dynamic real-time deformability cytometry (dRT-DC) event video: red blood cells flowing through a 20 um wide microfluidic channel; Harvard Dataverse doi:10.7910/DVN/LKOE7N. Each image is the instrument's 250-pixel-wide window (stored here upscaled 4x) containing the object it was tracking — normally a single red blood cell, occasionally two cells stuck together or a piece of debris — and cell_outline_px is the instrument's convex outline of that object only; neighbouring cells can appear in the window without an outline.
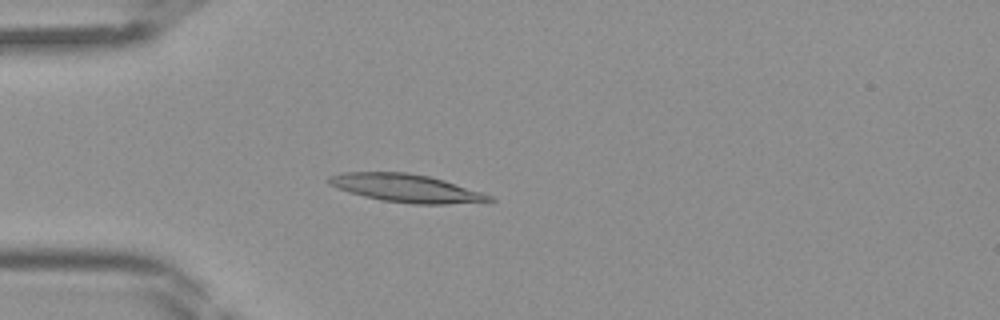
{"species": "Egyptian fruit bat (a non-hibernating species)", "species_latin": "Rousettus aegyptiacus", "temperature_condition": "room temperature", "stored_images_in_passage": 39, "camera_frame_rate_fps": 3000, "um_per_image_px": 0.085, "frame": {"image": 1, "passage_image": 7, "time_ms": 2.0, "image_size_px": [1000, 320], "cell_outline_px": [[496, 200], [448, 204], [412, 204], [380, 200], [348, 192], [328, 184], [324, 180], [328, 176], [340, 172], [408, 172], [428, 176], [444, 180], [492, 196]], "centroid_in_image_um": [34.43, 15.98], "position_along_channel_um": 50.6, "area_um2": 26.18}}
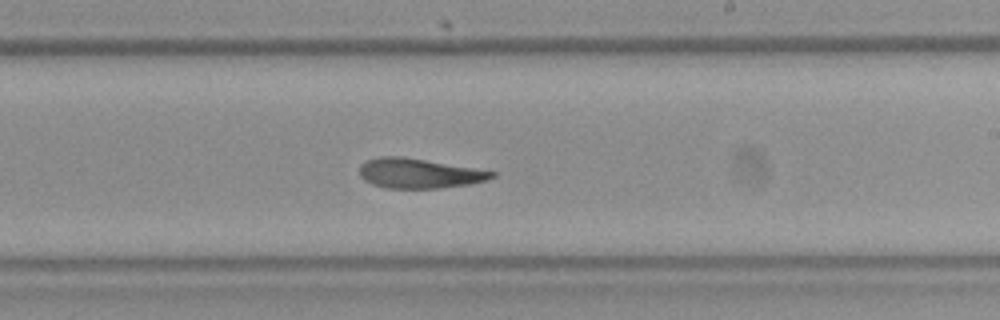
{"frame": {"image": 2, "passage_image": 21, "time_ms": 6.667, "image_size_px": [1000, 320], "cell_outline_px": [[496, 176], [484, 180], [468, 184], [436, 188], [388, 188], [372, 184], [364, 180], [360, 176], [360, 164], [368, 160], [380, 156], [400, 156], [496, 172]], "centroid_in_image_um": [35.56, 14.73], "position_along_channel_um": 253.4, "area_um2": 22.48}}
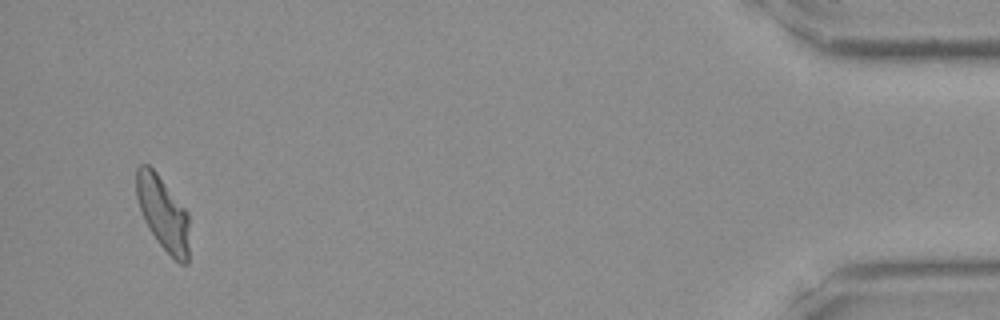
{"frame": {"image": 3, "passage_image": 37, "time_ms": 12.0, "image_size_px": [1000, 320], "cell_outline_px": [[188, 264], [180, 264], [156, 240], [148, 228], [144, 220], [136, 196], [136, 168], [140, 164], [148, 164], [156, 172], [188, 212]], "centroid_in_image_um": [13.84, 18.11], "position_along_channel_um": 421.4, "area_um2": 22.6}}